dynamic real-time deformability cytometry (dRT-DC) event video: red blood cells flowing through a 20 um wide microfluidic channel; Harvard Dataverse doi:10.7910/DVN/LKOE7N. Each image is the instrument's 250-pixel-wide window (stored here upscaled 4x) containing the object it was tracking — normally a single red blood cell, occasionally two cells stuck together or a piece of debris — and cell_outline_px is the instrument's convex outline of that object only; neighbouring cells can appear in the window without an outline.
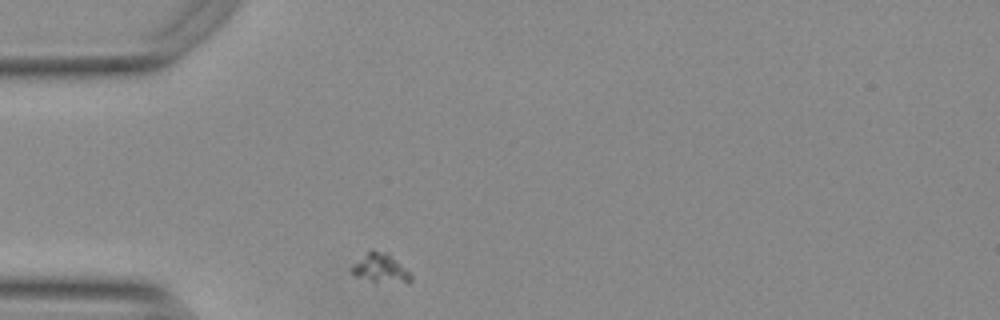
{"species": "Egyptian fruit bat (a non-hibernating species)", "species_latin": "Rousettus aegyptiacus", "temperature_condition": "warm", "stored_images_in_passage": 31, "camera_frame_rate_fps": 3000, "um_per_image_px": 0.085, "animal": {"sex": "female"}, "frame": {"image": 1, "passage_image": 1, "time_ms": 0.0, "image_size_px": [1000, 320], "cell_outline_px": [[412, 280], [408, 284], [372, 280], [356, 276], [352, 272], [352, 264], [372, 248], [388, 252], [412, 272]], "centroid_in_image_um": [32.43, 22.76], "position_along_channel_um": 52.6, "area_um2": 10.23}}